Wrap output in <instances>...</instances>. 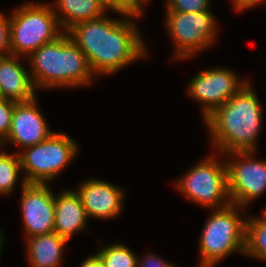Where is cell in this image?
Here are the masks:
<instances>
[{
  "label": "cell",
  "mask_w": 266,
  "mask_h": 267,
  "mask_svg": "<svg viewBox=\"0 0 266 267\" xmlns=\"http://www.w3.org/2000/svg\"><path fill=\"white\" fill-rule=\"evenodd\" d=\"M171 265L158 257L156 258L154 255L146 256L142 262L137 261V267H170Z\"/></svg>",
  "instance_id": "d4e9b609"
},
{
  "label": "cell",
  "mask_w": 266,
  "mask_h": 267,
  "mask_svg": "<svg viewBox=\"0 0 266 267\" xmlns=\"http://www.w3.org/2000/svg\"><path fill=\"white\" fill-rule=\"evenodd\" d=\"M21 210L28 238L54 232L55 196L48 184L22 183Z\"/></svg>",
  "instance_id": "8fae6325"
},
{
  "label": "cell",
  "mask_w": 266,
  "mask_h": 267,
  "mask_svg": "<svg viewBox=\"0 0 266 267\" xmlns=\"http://www.w3.org/2000/svg\"><path fill=\"white\" fill-rule=\"evenodd\" d=\"M266 260V218L246 220L245 252Z\"/></svg>",
  "instance_id": "ac0fdd59"
},
{
  "label": "cell",
  "mask_w": 266,
  "mask_h": 267,
  "mask_svg": "<svg viewBox=\"0 0 266 267\" xmlns=\"http://www.w3.org/2000/svg\"><path fill=\"white\" fill-rule=\"evenodd\" d=\"M80 267H105L100 257L96 254L86 258Z\"/></svg>",
  "instance_id": "4316f807"
},
{
  "label": "cell",
  "mask_w": 266,
  "mask_h": 267,
  "mask_svg": "<svg viewBox=\"0 0 266 267\" xmlns=\"http://www.w3.org/2000/svg\"><path fill=\"white\" fill-rule=\"evenodd\" d=\"M44 120L43 114L36 107L35 98L26 102H15L11 129L0 147L8 141L24 148L43 142L53 134Z\"/></svg>",
  "instance_id": "7c38bea8"
},
{
  "label": "cell",
  "mask_w": 266,
  "mask_h": 267,
  "mask_svg": "<svg viewBox=\"0 0 266 267\" xmlns=\"http://www.w3.org/2000/svg\"><path fill=\"white\" fill-rule=\"evenodd\" d=\"M10 55V18L0 13V56Z\"/></svg>",
  "instance_id": "603a6c76"
},
{
  "label": "cell",
  "mask_w": 266,
  "mask_h": 267,
  "mask_svg": "<svg viewBox=\"0 0 266 267\" xmlns=\"http://www.w3.org/2000/svg\"><path fill=\"white\" fill-rule=\"evenodd\" d=\"M19 56H0L1 98L15 102L30 101L35 97V86L31 75L19 63Z\"/></svg>",
  "instance_id": "5bb4252c"
},
{
  "label": "cell",
  "mask_w": 266,
  "mask_h": 267,
  "mask_svg": "<svg viewBox=\"0 0 266 267\" xmlns=\"http://www.w3.org/2000/svg\"><path fill=\"white\" fill-rule=\"evenodd\" d=\"M235 204L217 209L203 229L200 241L201 266L214 265L232 252H245L246 220Z\"/></svg>",
  "instance_id": "5b68a950"
},
{
  "label": "cell",
  "mask_w": 266,
  "mask_h": 267,
  "mask_svg": "<svg viewBox=\"0 0 266 267\" xmlns=\"http://www.w3.org/2000/svg\"><path fill=\"white\" fill-rule=\"evenodd\" d=\"M214 158L210 157L192 167L179 180L176 187L190 200L206 207L220 209L230 205L231 200L228 193L226 163L221 165Z\"/></svg>",
  "instance_id": "52a82bcc"
},
{
  "label": "cell",
  "mask_w": 266,
  "mask_h": 267,
  "mask_svg": "<svg viewBox=\"0 0 266 267\" xmlns=\"http://www.w3.org/2000/svg\"><path fill=\"white\" fill-rule=\"evenodd\" d=\"M19 153L26 183L46 184L59 173L77 152L76 143L66 134L53 133L43 142L24 148Z\"/></svg>",
  "instance_id": "8992f818"
},
{
  "label": "cell",
  "mask_w": 266,
  "mask_h": 267,
  "mask_svg": "<svg viewBox=\"0 0 266 267\" xmlns=\"http://www.w3.org/2000/svg\"><path fill=\"white\" fill-rule=\"evenodd\" d=\"M54 232L67 241L73 233L84 229L87 214L76 191L62 192L55 197Z\"/></svg>",
  "instance_id": "9a60e30c"
},
{
  "label": "cell",
  "mask_w": 266,
  "mask_h": 267,
  "mask_svg": "<svg viewBox=\"0 0 266 267\" xmlns=\"http://www.w3.org/2000/svg\"><path fill=\"white\" fill-rule=\"evenodd\" d=\"M76 193L88 217L109 219L117 216L122 209V191L106 181H84Z\"/></svg>",
  "instance_id": "4fadbf2b"
},
{
  "label": "cell",
  "mask_w": 266,
  "mask_h": 267,
  "mask_svg": "<svg viewBox=\"0 0 266 267\" xmlns=\"http://www.w3.org/2000/svg\"><path fill=\"white\" fill-rule=\"evenodd\" d=\"M106 10L110 8L123 16L139 17L141 14L135 13L123 0H97Z\"/></svg>",
  "instance_id": "cb8c5ba5"
},
{
  "label": "cell",
  "mask_w": 266,
  "mask_h": 267,
  "mask_svg": "<svg viewBox=\"0 0 266 267\" xmlns=\"http://www.w3.org/2000/svg\"><path fill=\"white\" fill-rule=\"evenodd\" d=\"M168 12L197 13L208 11L209 0H168Z\"/></svg>",
  "instance_id": "44dd1931"
},
{
  "label": "cell",
  "mask_w": 266,
  "mask_h": 267,
  "mask_svg": "<svg viewBox=\"0 0 266 267\" xmlns=\"http://www.w3.org/2000/svg\"><path fill=\"white\" fill-rule=\"evenodd\" d=\"M229 154L241 158L239 161L225 162L229 198L232 204L243 207L266 189V161L251 159V151Z\"/></svg>",
  "instance_id": "9c48e42d"
},
{
  "label": "cell",
  "mask_w": 266,
  "mask_h": 267,
  "mask_svg": "<svg viewBox=\"0 0 266 267\" xmlns=\"http://www.w3.org/2000/svg\"><path fill=\"white\" fill-rule=\"evenodd\" d=\"M263 217L266 218V209L264 211Z\"/></svg>",
  "instance_id": "f546056e"
},
{
  "label": "cell",
  "mask_w": 266,
  "mask_h": 267,
  "mask_svg": "<svg viewBox=\"0 0 266 267\" xmlns=\"http://www.w3.org/2000/svg\"><path fill=\"white\" fill-rule=\"evenodd\" d=\"M215 18L208 11L197 13L167 12V26L176 42L175 58H188L208 47L215 39Z\"/></svg>",
  "instance_id": "ba28073f"
},
{
  "label": "cell",
  "mask_w": 266,
  "mask_h": 267,
  "mask_svg": "<svg viewBox=\"0 0 266 267\" xmlns=\"http://www.w3.org/2000/svg\"><path fill=\"white\" fill-rule=\"evenodd\" d=\"M58 17L46 4L28 3L14 11L10 18V54L27 56L56 40L63 34Z\"/></svg>",
  "instance_id": "277c9868"
},
{
  "label": "cell",
  "mask_w": 266,
  "mask_h": 267,
  "mask_svg": "<svg viewBox=\"0 0 266 267\" xmlns=\"http://www.w3.org/2000/svg\"><path fill=\"white\" fill-rule=\"evenodd\" d=\"M238 80L232 71L215 68L204 70L190 81L189 95L205 104L204 120L248 84Z\"/></svg>",
  "instance_id": "30bf717a"
},
{
  "label": "cell",
  "mask_w": 266,
  "mask_h": 267,
  "mask_svg": "<svg viewBox=\"0 0 266 267\" xmlns=\"http://www.w3.org/2000/svg\"><path fill=\"white\" fill-rule=\"evenodd\" d=\"M234 6L237 10H243L252 8L255 5H258L259 3L263 2V0H233ZM266 1V0H265Z\"/></svg>",
  "instance_id": "484cf974"
},
{
  "label": "cell",
  "mask_w": 266,
  "mask_h": 267,
  "mask_svg": "<svg viewBox=\"0 0 266 267\" xmlns=\"http://www.w3.org/2000/svg\"><path fill=\"white\" fill-rule=\"evenodd\" d=\"M58 10L64 17H58L60 27L67 31L79 22L99 18L105 14V9L97 0H57Z\"/></svg>",
  "instance_id": "e0dca14e"
},
{
  "label": "cell",
  "mask_w": 266,
  "mask_h": 267,
  "mask_svg": "<svg viewBox=\"0 0 266 267\" xmlns=\"http://www.w3.org/2000/svg\"><path fill=\"white\" fill-rule=\"evenodd\" d=\"M79 22L67 30L84 52L93 73L112 74L146 54L142 38L131 21L105 18Z\"/></svg>",
  "instance_id": "6da1fadb"
},
{
  "label": "cell",
  "mask_w": 266,
  "mask_h": 267,
  "mask_svg": "<svg viewBox=\"0 0 266 267\" xmlns=\"http://www.w3.org/2000/svg\"><path fill=\"white\" fill-rule=\"evenodd\" d=\"M135 13L142 14V3L148 0H123ZM142 2V3H141Z\"/></svg>",
  "instance_id": "83f0119b"
},
{
  "label": "cell",
  "mask_w": 266,
  "mask_h": 267,
  "mask_svg": "<svg viewBox=\"0 0 266 267\" xmlns=\"http://www.w3.org/2000/svg\"><path fill=\"white\" fill-rule=\"evenodd\" d=\"M99 251L97 255L105 267H137L138 258L122 244H113Z\"/></svg>",
  "instance_id": "d6986e66"
},
{
  "label": "cell",
  "mask_w": 266,
  "mask_h": 267,
  "mask_svg": "<svg viewBox=\"0 0 266 267\" xmlns=\"http://www.w3.org/2000/svg\"><path fill=\"white\" fill-rule=\"evenodd\" d=\"M205 122L211 132L213 144L220 151L254 152L262 114L257 96L249 82L207 117Z\"/></svg>",
  "instance_id": "7a4b0ae2"
},
{
  "label": "cell",
  "mask_w": 266,
  "mask_h": 267,
  "mask_svg": "<svg viewBox=\"0 0 266 267\" xmlns=\"http://www.w3.org/2000/svg\"><path fill=\"white\" fill-rule=\"evenodd\" d=\"M28 240V258L31 267H58L67 240L56 232L37 235Z\"/></svg>",
  "instance_id": "2e32d148"
},
{
  "label": "cell",
  "mask_w": 266,
  "mask_h": 267,
  "mask_svg": "<svg viewBox=\"0 0 266 267\" xmlns=\"http://www.w3.org/2000/svg\"><path fill=\"white\" fill-rule=\"evenodd\" d=\"M1 235H2V234H1V231H0V251H1V248H2V244H3V243L1 242V241L3 240V236H1Z\"/></svg>",
  "instance_id": "f1b7e54d"
},
{
  "label": "cell",
  "mask_w": 266,
  "mask_h": 267,
  "mask_svg": "<svg viewBox=\"0 0 266 267\" xmlns=\"http://www.w3.org/2000/svg\"><path fill=\"white\" fill-rule=\"evenodd\" d=\"M28 59L35 88L86 85L94 75L84 52L65 32L36 49Z\"/></svg>",
  "instance_id": "3957f363"
},
{
  "label": "cell",
  "mask_w": 266,
  "mask_h": 267,
  "mask_svg": "<svg viewBox=\"0 0 266 267\" xmlns=\"http://www.w3.org/2000/svg\"><path fill=\"white\" fill-rule=\"evenodd\" d=\"M14 108L15 101L0 98V143L10 132Z\"/></svg>",
  "instance_id": "7402d4cb"
},
{
  "label": "cell",
  "mask_w": 266,
  "mask_h": 267,
  "mask_svg": "<svg viewBox=\"0 0 266 267\" xmlns=\"http://www.w3.org/2000/svg\"><path fill=\"white\" fill-rule=\"evenodd\" d=\"M21 169L18 153L16 155L0 153V194L10 193L14 189Z\"/></svg>",
  "instance_id": "ffe728a7"
}]
</instances>
